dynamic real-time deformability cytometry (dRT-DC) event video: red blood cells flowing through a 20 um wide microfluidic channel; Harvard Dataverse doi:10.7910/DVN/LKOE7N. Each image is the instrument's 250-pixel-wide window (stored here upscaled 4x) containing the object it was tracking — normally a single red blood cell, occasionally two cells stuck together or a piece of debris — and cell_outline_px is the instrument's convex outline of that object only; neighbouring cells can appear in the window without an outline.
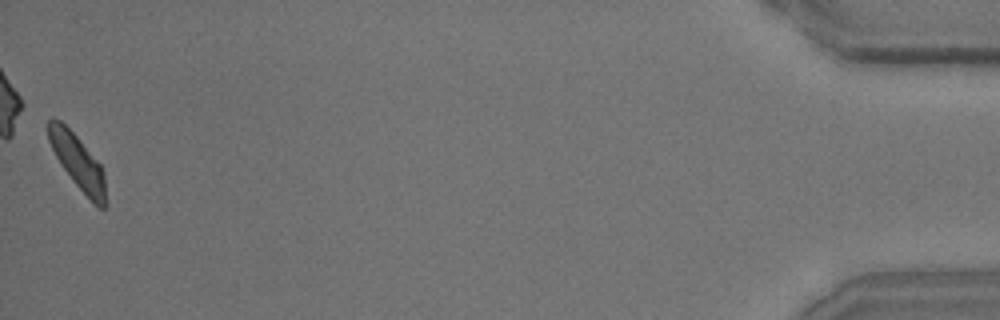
{"species": "common noctule bat (a hibernating species)", "species_latin": "Nyctalus noctula", "temperature_condition": "room temperature", "stored_images_in_passage": 52, "camera_frame_rate_fps": 3000, "um_per_image_px": 0.085, "animal": {"sex": "male", "body_mass_g": 15.6}, "frame": {"image": 1, "passage_image": 52, "time_ms": 17.0, "image_size_px": [1000, 320], "cell_outline_px": [[108, 204], [104, 208], [100, 208], [72, 180], [56, 156], [48, 140], [48, 120], [52, 116], [60, 120], [76, 136], [100, 164], [104, 172]], "centroid_in_image_um": [6.63, 13.76], "position_along_channel_um": 428.6, "area_um2": 17.86}, "authors_computed_cell_mechanics": {"area_um2": 18.7561, "velocity_mm_per_s": 3.9072, "shape_relaxation_time_tau1_ms": 1.1929, "shape_relaxation_time_tau2_ms": 3.5089, "deformation_change_tau1": 0.278, "deformation_change_tau2": 0.0974}}